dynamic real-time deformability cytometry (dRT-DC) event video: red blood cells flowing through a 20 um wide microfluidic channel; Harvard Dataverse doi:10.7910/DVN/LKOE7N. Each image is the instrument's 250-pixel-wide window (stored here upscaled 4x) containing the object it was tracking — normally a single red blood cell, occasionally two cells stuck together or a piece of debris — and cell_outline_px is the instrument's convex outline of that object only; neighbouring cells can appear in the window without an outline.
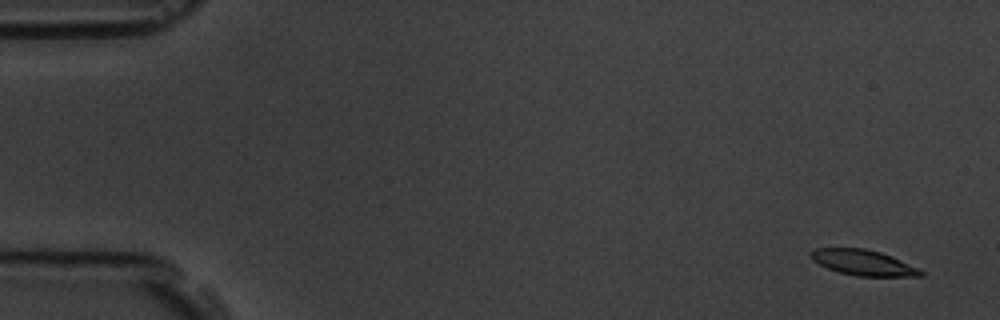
{"species": "common noctule bat (a hibernating species)", "species_latin": "Nyctalus noctula", "temperature_condition": "room temperature", "stored_images_in_passage": 6, "camera_frame_rate_fps": 3000, "um_per_image_px": 0.085, "animal": {"sex": "male", "body_mass_g": 19.5, "forearm_length_mm": 54.6}, "frame": {"image": 1, "passage_image": 1, "time_ms": 0.0, "image_size_px": [1000, 320], "cell_outline_px": [[924, 276], [856, 276], [840, 272], [828, 268], [812, 260], [808, 252], [816, 248], [864, 248], [880, 252], [900, 260], [924, 272]], "centroid_in_image_um": [73.33, 22.31], "position_along_channel_um": 11.7, "area_um2": 16.13}}
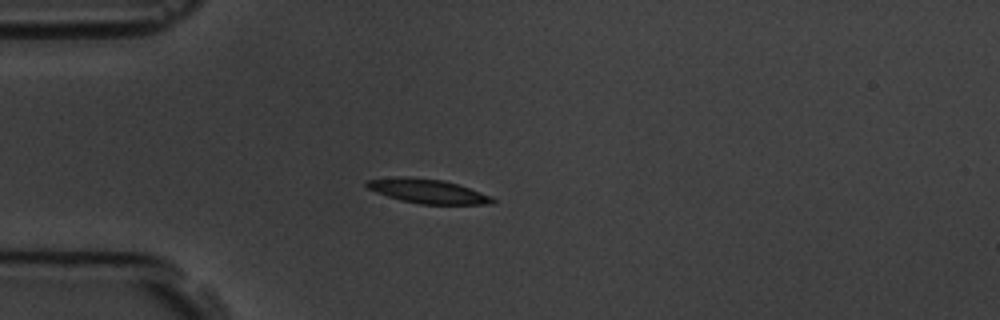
{"frame": {"image": 2, "passage_image": 4, "time_ms": 4.333, "image_size_px": [1000, 320], "cell_outline_px": [[496, 204], [420, 204], [400, 200], [376, 192], [368, 188], [364, 184], [368, 180], [396, 176], [408, 176], [444, 180], [492, 196], [496, 200]], "centroid_in_image_um": [36.35, 16.24], "position_along_channel_um": 48.6, "area_um2": 17.8}}
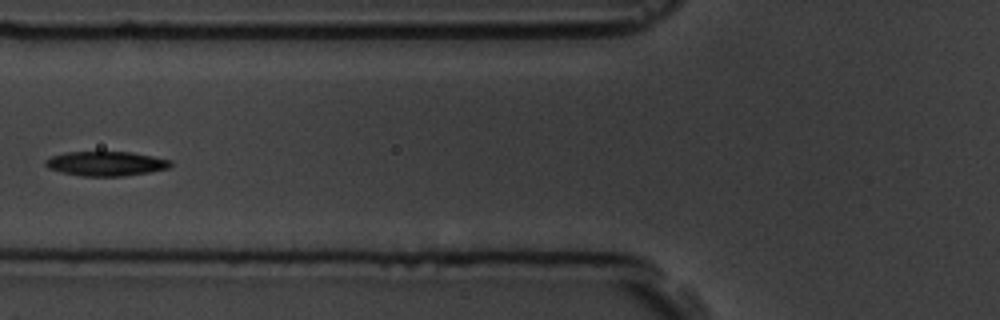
{"frame": {"image": 3, "passage_image": 6, "time_ms": 6.667, "image_size_px": [1000, 320], "cell_outline_px": [[172, 164], [168, 168], [148, 172], [124, 176], [84, 176], [60, 172], [48, 168], [44, 164], [44, 160], [52, 156], [64, 152], [132, 152], [172, 160]], "centroid_in_image_um": [8.98, 13.9], "position_along_channel_um": 116.8, "area_um2": 17.86}}